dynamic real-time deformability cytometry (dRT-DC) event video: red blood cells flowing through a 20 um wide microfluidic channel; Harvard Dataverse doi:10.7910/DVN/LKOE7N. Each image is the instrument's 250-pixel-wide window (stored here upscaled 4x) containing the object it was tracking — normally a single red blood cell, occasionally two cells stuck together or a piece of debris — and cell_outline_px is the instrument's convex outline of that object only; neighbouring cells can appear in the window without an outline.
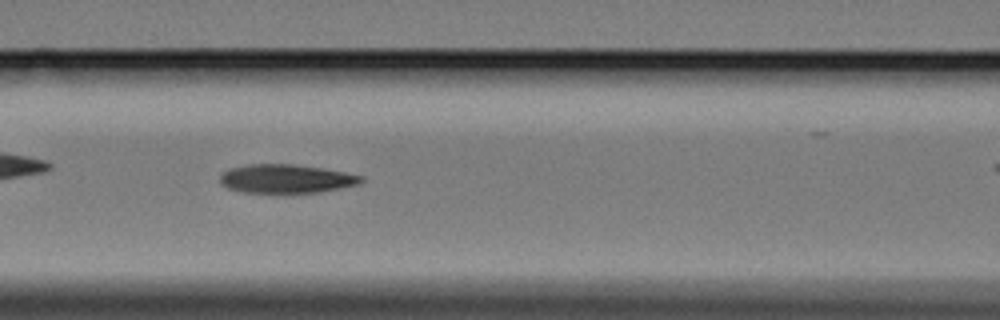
{"species": "Egyptian fruit bat (a non-hibernating species)", "species_latin": "Rousettus aegyptiacus", "temperature_condition": "cold", "stored_images_in_passage": 8, "segment_of_instrument_passage": [1, 2], "camera_frame_rate_fps": 3000, "um_per_image_px": 0.085, "animal": {"sex": "female"}, "frame": {"image": 1, "passage_image": 5, "time_ms": 6.0, "image_size_px": [1000, 320], "cell_outline_px": [[364, 180], [356, 184], [320, 192], [244, 192], [228, 188], [220, 184], [220, 176], [228, 168], [248, 164], [292, 164], [324, 168], [364, 176]], "centroid_in_image_um": [24.29, 15.18], "position_along_channel_um": 142.3, "area_um2": 23.41}}
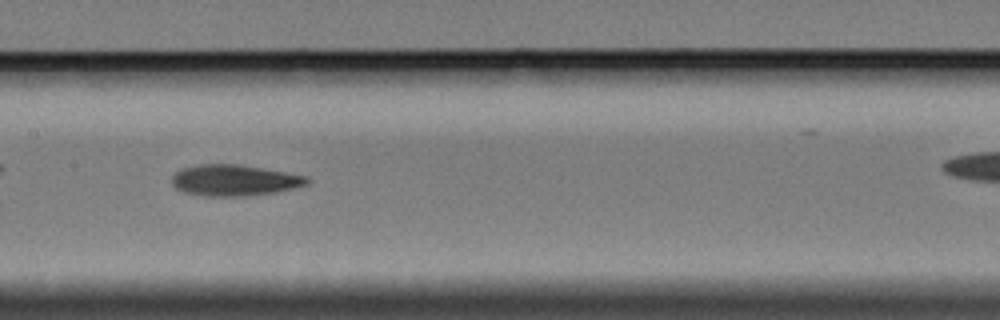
{"frame": {"image": 2, "passage_image": 6, "time_ms": 7.333, "image_size_px": [1000, 320], "cell_outline_px": [[312, 180], [308, 184], [276, 192], [240, 196], [204, 196], [184, 192], [176, 188], [172, 184], [172, 176], [180, 168], [200, 164], [240, 164], [308, 176]], "centroid_in_image_um": [19.92, 15.31], "position_along_channel_um": 187.5, "area_um2": 24.57}}
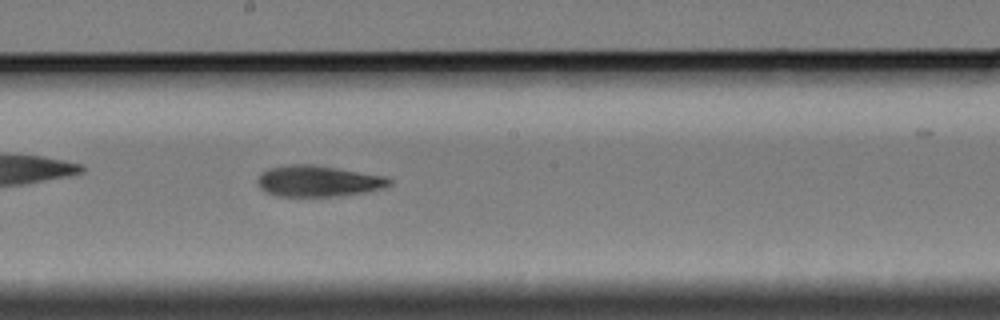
{"frame": {"image": 3, "passage_image": 7, "time_ms": 8.333, "image_size_px": [1000, 320], "cell_outline_px": [[392, 184], [384, 188], [368, 192], [344, 196], [276, 196], [260, 188], [256, 180], [264, 172], [272, 168], [292, 164], [312, 164], [384, 176], [392, 180]], "centroid_in_image_um": [27.1, 15.41], "position_along_channel_um": 221.1, "area_um2": 23.76}}